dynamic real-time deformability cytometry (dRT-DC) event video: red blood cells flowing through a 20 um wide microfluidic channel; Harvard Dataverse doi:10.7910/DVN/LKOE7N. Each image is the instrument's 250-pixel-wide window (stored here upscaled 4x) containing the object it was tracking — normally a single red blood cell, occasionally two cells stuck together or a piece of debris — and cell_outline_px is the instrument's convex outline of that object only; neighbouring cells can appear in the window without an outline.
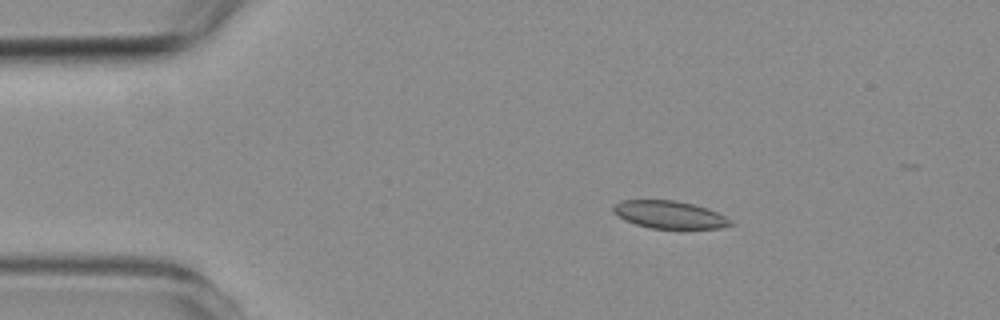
{"species": "common noctule bat (a hibernating species)", "species_latin": "Nyctalus noctula", "temperature_condition": "room temperature", "stored_images_in_passage": 4, "camera_frame_rate_fps": 3000, "um_per_image_px": 0.085, "animal": {"sex": "female", "body_mass_g": 19.3, "forearm_length_mm": 54.1}, "frame": {"image": 1, "passage_image": 2, "time_ms": 1.333, "image_size_px": [1000, 320], "cell_outline_px": [[736, 224], [720, 228], [652, 228], [636, 224], [624, 220], [612, 212], [612, 204], [620, 200], [676, 200], [696, 204], [708, 208], [732, 220]], "centroid_in_image_um": [56.89, 18.23], "position_along_channel_um": 28.1, "area_um2": 19.07}}
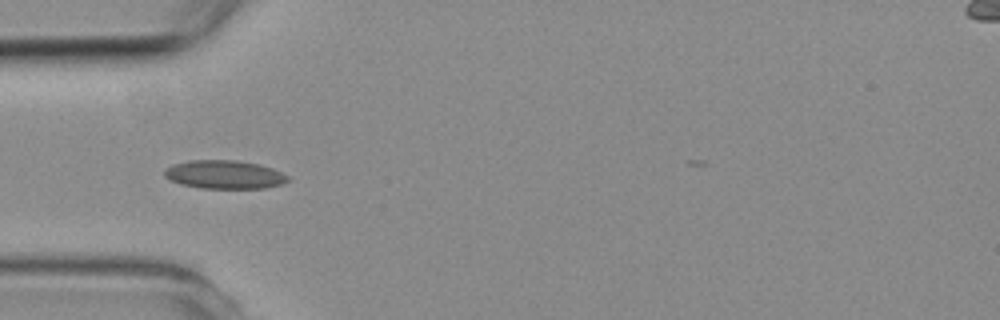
{"frame": {"image": 2, "passage_image": 4, "time_ms": 3.667, "image_size_px": [1000, 320], "cell_outline_px": [[288, 180], [280, 184], [264, 188], [200, 188], [180, 184], [168, 180], [164, 176], [164, 168], [172, 164], [188, 160], [236, 160], [260, 164], [272, 168], [288, 176]], "centroid_in_image_um": [19.0, 14.83], "position_along_channel_um": 66.0, "area_um2": 20.58}}